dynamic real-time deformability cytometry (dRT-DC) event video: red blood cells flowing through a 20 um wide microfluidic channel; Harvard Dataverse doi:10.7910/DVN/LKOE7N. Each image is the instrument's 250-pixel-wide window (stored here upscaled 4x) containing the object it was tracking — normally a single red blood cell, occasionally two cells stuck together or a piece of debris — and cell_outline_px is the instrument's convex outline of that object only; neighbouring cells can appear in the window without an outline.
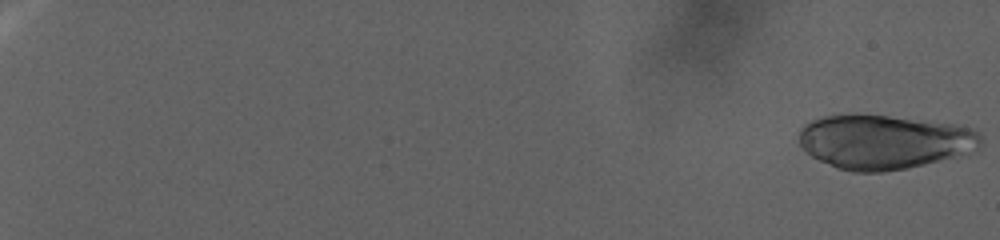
{"species": "human", "species_latin": "Homo sapiens", "temperature_condition": "warm", "stored_images_in_passage": 62, "camera_frame_rate_fps": 3000, "um_per_image_px": 0.085, "donor": {"sex": "female"}, "frame": {"image": 1, "passage_image": 1, "time_ms": 0.0, "image_size_px": [1000, 240], "cell_outline_px": [[980, 144], [976, 148], [952, 156], [924, 164], [908, 168], [884, 172], [852, 172], [836, 168], [812, 156], [800, 148], [800, 128], [804, 124], [812, 120], [824, 116], [852, 112], [888, 116], [948, 124], [972, 128], [980, 132]], "centroid_in_image_um": [75.03, 12.04], "position_along_channel_um": 10.0, "area_um2": 57.28}}
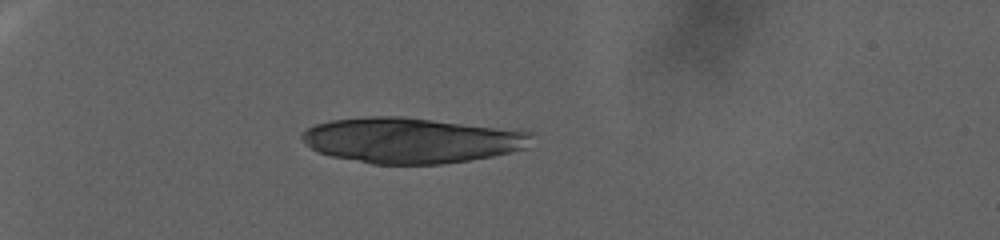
{"frame": {"image": 2, "passage_image": 44, "time_ms": 14.333, "image_size_px": [1000, 240], "cell_outline_px": [[532, 132], [524, 148], [492, 156], [468, 160], [440, 164], [372, 164], [332, 156], [320, 152], [312, 148], [300, 136], [308, 128], [316, 124], [332, 120], [368, 116], [404, 116], [516, 128]], "centroid_in_image_um": [34.99, 11.9], "position_along_channel_um": 50.0, "area_um2": 60.92}}